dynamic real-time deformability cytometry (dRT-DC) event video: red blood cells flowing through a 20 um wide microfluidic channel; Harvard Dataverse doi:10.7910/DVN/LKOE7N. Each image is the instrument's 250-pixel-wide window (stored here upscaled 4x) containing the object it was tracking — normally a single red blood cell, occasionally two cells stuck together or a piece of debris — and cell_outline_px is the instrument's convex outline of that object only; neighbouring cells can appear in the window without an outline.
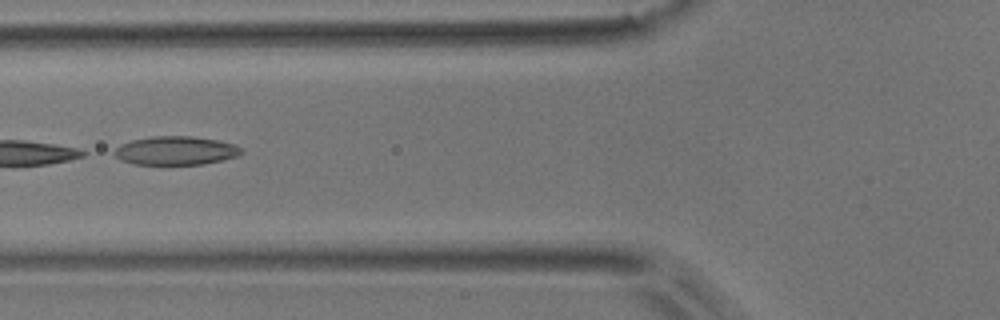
{"species": "common noctule bat (a hibernating species)", "species_latin": "Nyctalus noctula", "temperature_condition": "room temperature", "stored_images_in_passage": 4, "camera_frame_rate_fps": 3000, "um_per_image_px": 0.085, "animal": {"sex": "male", "body_mass_g": 17.9}, "frame": {"image": 1, "passage_image": 4, "time_ms": 1.0, "image_size_px": [1000, 320], "cell_outline_px": [[244, 152], [236, 156], [224, 160], [204, 164], [132, 164], [120, 160], [112, 152], [120, 144], [132, 140], [152, 136], [192, 136], [216, 140], [236, 144]], "centroid_in_image_um": [14.93, 12.8], "position_along_channel_um": 110.9, "area_um2": 21.27}}